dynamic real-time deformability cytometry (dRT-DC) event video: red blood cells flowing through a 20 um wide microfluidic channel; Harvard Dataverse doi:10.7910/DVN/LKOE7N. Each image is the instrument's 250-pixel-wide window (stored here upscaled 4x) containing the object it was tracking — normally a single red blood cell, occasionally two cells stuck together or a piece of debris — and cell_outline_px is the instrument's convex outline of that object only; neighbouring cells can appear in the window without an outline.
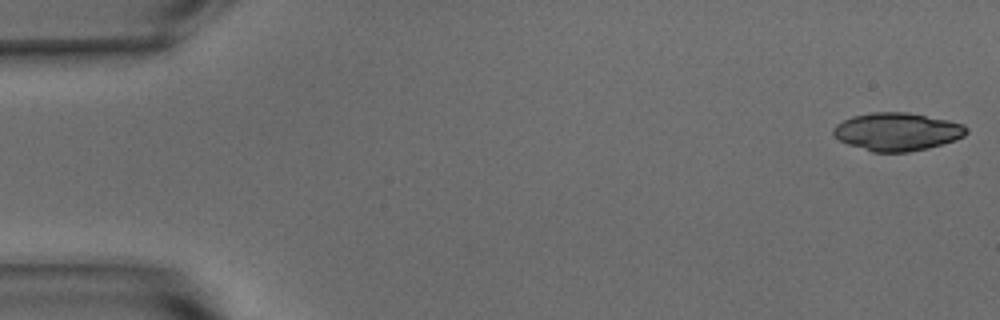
{"species": "common noctule bat (a hibernating species)", "species_latin": "Nyctalus noctula", "temperature_condition": "warm", "stored_images_in_passage": 14, "camera_frame_rate_fps": 3000, "um_per_image_px": 0.085, "animal": {"sex": "male", "body_mass_g": 15.6}, "frame": {"image": 1, "passage_image": 1, "time_ms": 0.0, "image_size_px": [1000, 320], "cell_outline_px": [[968, 132], [964, 136], [956, 140], [928, 148], [908, 152], [872, 152], [848, 144], [840, 140], [832, 132], [836, 124], [852, 116], [872, 112], [908, 112], [948, 120], [964, 124], [968, 128]], "centroid_in_image_um": [76.28, 11.19], "position_along_channel_um": 8.7, "area_um2": 29.48}}
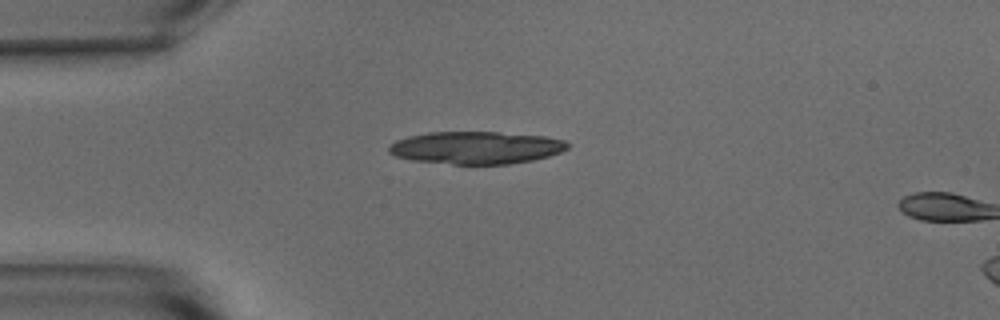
{"frame": {"image": 2, "passage_image": 13, "time_ms": 4.0, "image_size_px": [1000, 320], "cell_outline_px": [[568, 148], [560, 152], [548, 156], [532, 160], [508, 164], [452, 164], [412, 160], [396, 156], [388, 152], [388, 144], [396, 140], [408, 136], [428, 132], [496, 132], [544, 136], [564, 140], [568, 144]], "centroid_in_image_um": [40.42, 12.55], "position_along_channel_um": 44.6, "area_um2": 33.81}}